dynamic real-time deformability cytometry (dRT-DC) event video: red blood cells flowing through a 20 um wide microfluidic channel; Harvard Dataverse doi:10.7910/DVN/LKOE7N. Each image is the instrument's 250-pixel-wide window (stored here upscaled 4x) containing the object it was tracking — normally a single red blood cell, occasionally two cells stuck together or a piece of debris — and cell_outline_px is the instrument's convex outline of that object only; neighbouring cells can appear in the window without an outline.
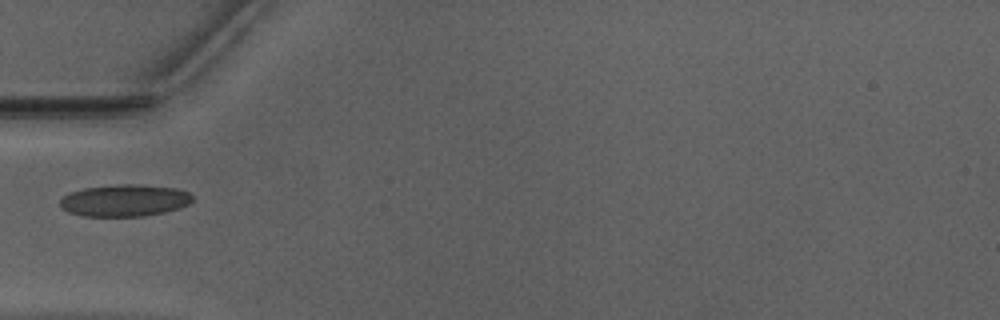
{"species": "Egyptian fruit bat (a non-hibernating species)", "species_latin": "Rousettus aegyptiacus", "temperature_condition": "warm", "stored_images_in_passage": 36, "camera_frame_rate_fps": 3000, "um_per_image_px": 0.085, "animal": {"sex": "male"}, "frame": {"image": 1, "passage_image": 1, "time_ms": 0.0, "image_size_px": [1000, 320], "cell_outline_px": [[192, 200], [188, 204], [180, 208], [164, 212], [144, 216], [80, 216], [68, 212], [60, 208], [60, 200], [68, 192], [84, 188], [120, 184], [136, 184], [176, 188], [188, 192], [192, 196]], "centroid_in_image_um": [10.55, 17.04], "position_along_channel_um": 74.4, "area_um2": 24.74}}
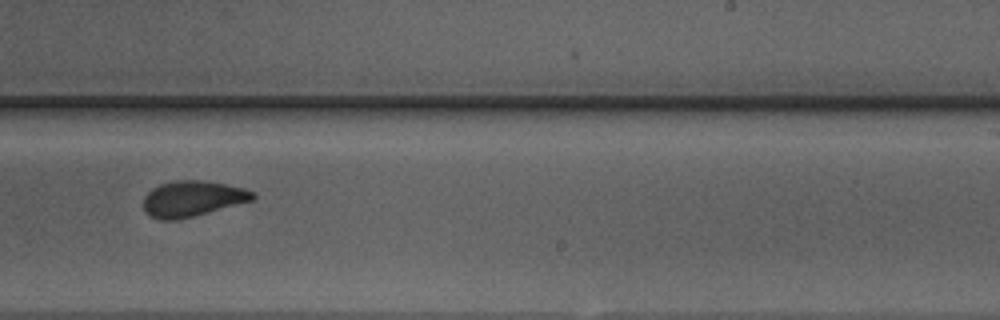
{"frame": {"image": 2, "passage_image": 16, "time_ms": 5.0, "image_size_px": [1000, 320], "cell_outline_px": [[256, 196], [252, 200], [192, 216], [176, 220], [160, 220], [148, 216], [144, 208], [144, 196], [152, 188], [160, 184], [176, 180], [200, 180], [224, 184], [244, 188], [252, 192]], "centroid_in_image_um": [16.3, 16.88], "position_along_channel_um": 272.7, "area_um2": 22.43}}
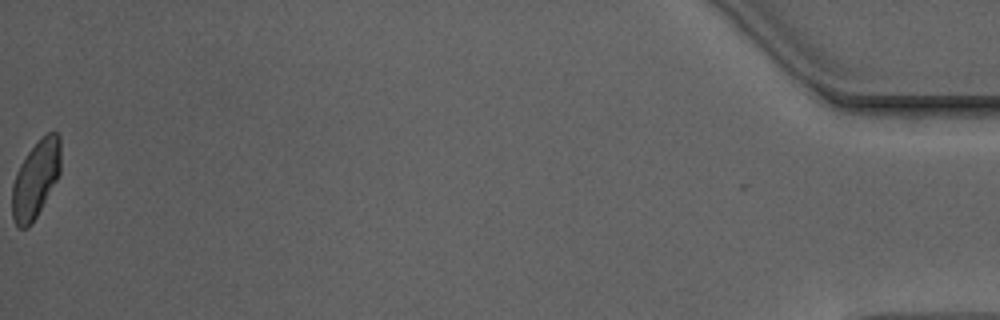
{"frame": {"image": 3, "passage_image": 36, "time_ms": 11.667, "image_size_px": [1000, 320], "cell_outline_px": [[60, 172], [56, 180], [32, 224], [28, 228], [20, 228], [16, 224], [12, 216], [12, 184], [16, 172], [20, 164], [28, 152], [40, 136], [48, 132], [56, 132], [60, 136]], "centroid_in_image_um": [3.02, 15.2], "position_along_channel_um": 432.2, "area_um2": 21.85}}